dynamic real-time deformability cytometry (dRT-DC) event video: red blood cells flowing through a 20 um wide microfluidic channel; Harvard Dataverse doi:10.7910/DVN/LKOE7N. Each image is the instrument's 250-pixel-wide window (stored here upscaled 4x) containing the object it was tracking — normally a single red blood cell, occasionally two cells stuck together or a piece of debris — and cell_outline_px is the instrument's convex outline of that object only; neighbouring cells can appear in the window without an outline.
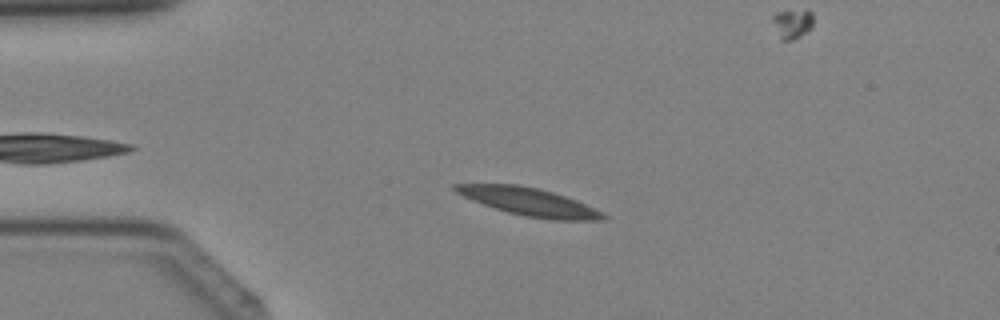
{"species": "Egyptian fruit bat (a non-hibernating species)", "species_latin": "Rousettus aegyptiacus", "temperature_condition": "cold", "stored_images_in_passage": 33, "camera_frame_rate_fps": 3000, "um_per_image_px": 0.085, "animal": {"sex": "female"}, "frame": {"image": 1, "passage_image": 6, "time_ms": 1.667, "image_size_px": [1000, 320], "cell_outline_px": [[608, 216], [604, 220], [552, 220], [524, 216], [508, 212], [472, 200], [456, 192], [452, 188], [452, 184], [516, 184], [536, 188], [552, 192], [576, 200]], "centroid_in_image_um": [44.95, 17.15], "position_along_channel_um": 40.1, "area_um2": 23.52}}
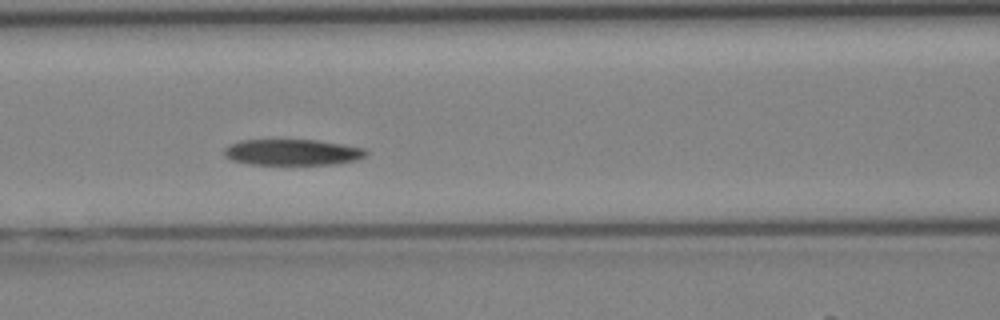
{"frame": {"image": 2, "passage_image": 14, "time_ms": 4.333, "image_size_px": [1000, 320], "cell_outline_px": [[368, 152], [364, 156], [356, 160], [332, 164], [248, 164], [232, 160], [224, 156], [224, 148], [228, 144], [240, 140], [316, 140], [364, 148]], "centroid_in_image_um": [24.79, 12.94], "position_along_channel_um": 141.8, "area_um2": 21.39}}
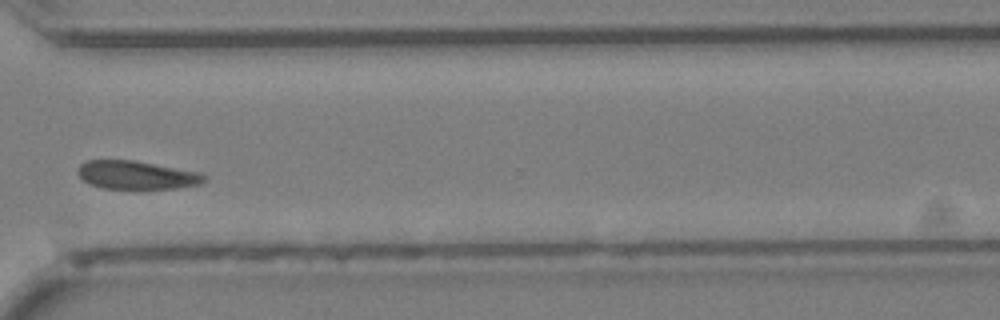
{"frame": {"image": 3, "passage_image": 27, "time_ms": 8.667, "image_size_px": [1000, 320], "cell_outline_px": [[208, 180], [200, 184], [176, 188], [104, 188], [88, 184], [76, 172], [80, 164], [88, 160], [132, 160], [200, 172], [208, 176]], "centroid_in_image_um": [11.63, 14.87], "position_along_channel_um": 359.0, "area_um2": 20.81}}